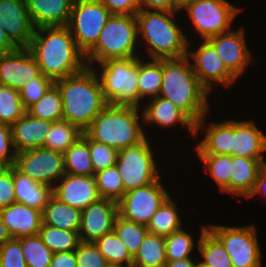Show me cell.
I'll use <instances>...</instances> for the list:
<instances>
[{"label":"cell","instance_id":"cell-18","mask_svg":"<svg viewBox=\"0 0 266 267\" xmlns=\"http://www.w3.org/2000/svg\"><path fill=\"white\" fill-rule=\"evenodd\" d=\"M0 27L18 48H28L34 33L25 0H0Z\"/></svg>","mask_w":266,"mask_h":267},{"label":"cell","instance_id":"cell-30","mask_svg":"<svg viewBox=\"0 0 266 267\" xmlns=\"http://www.w3.org/2000/svg\"><path fill=\"white\" fill-rule=\"evenodd\" d=\"M197 250L202 256L201 262L206 267H233L230 255L221 242L207 229L201 226Z\"/></svg>","mask_w":266,"mask_h":267},{"label":"cell","instance_id":"cell-43","mask_svg":"<svg viewBox=\"0 0 266 267\" xmlns=\"http://www.w3.org/2000/svg\"><path fill=\"white\" fill-rule=\"evenodd\" d=\"M181 228L165 237L167 261H175L184 258H192L194 245L192 235Z\"/></svg>","mask_w":266,"mask_h":267},{"label":"cell","instance_id":"cell-47","mask_svg":"<svg viewBox=\"0 0 266 267\" xmlns=\"http://www.w3.org/2000/svg\"><path fill=\"white\" fill-rule=\"evenodd\" d=\"M1 267H27L20 238H11L0 246Z\"/></svg>","mask_w":266,"mask_h":267},{"label":"cell","instance_id":"cell-7","mask_svg":"<svg viewBox=\"0 0 266 267\" xmlns=\"http://www.w3.org/2000/svg\"><path fill=\"white\" fill-rule=\"evenodd\" d=\"M130 58L108 59L93 67L102 86L105 101L112 106L139 108L138 92V59Z\"/></svg>","mask_w":266,"mask_h":267},{"label":"cell","instance_id":"cell-24","mask_svg":"<svg viewBox=\"0 0 266 267\" xmlns=\"http://www.w3.org/2000/svg\"><path fill=\"white\" fill-rule=\"evenodd\" d=\"M75 0H25L34 28L67 26Z\"/></svg>","mask_w":266,"mask_h":267},{"label":"cell","instance_id":"cell-44","mask_svg":"<svg viewBox=\"0 0 266 267\" xmlns=\"http://www.w3.org/2000/svg\"><path fill=\"white\" fill-rule=\"evenodd\" d=\"M88 147L94 173L116 165L118 150L88 137Z\"/></svg>","mask_w":266,"mask_h":267},{"label":"cell","instance_id":"cell-49","mask_svg":"<svg viewBox=\"0 0 266 267\" xmlns=\"http://www.w3.org/2000/svg\"><path fill=\"white\" fill-rule=\"evenodd\" d=\"M16 203L14 193L13 165L0 177V210Z\"/></svg>","mask_w":266,"mask_h":267},{"label":"cell","instance_id":"cell-61","mask_svg":"<svg viewBox=\"0 0 266 267\" xmlns=\"http://www.w3.org/2000/svg\"><path fill=\"white\" fill-rule=\"evenodd\" d=\"M1 265H2V261H1V255H0V267H1Z\"/></svg>","mask_w":266,"mask_h":267},{"label":"cell","instance_id":"cell-10","mask_svg":"<svg viewBox=\"0 0 266 267\" xmlns=\"http://www.w3.org/2000/svg\"><path fill=\"white\" fill-rule=\"evenodd\" d=\"M230 255L233 267H261V250L256 228L248 226L207 225Z\"/></svg>","mask_w":266,"mask_h":267},{"label":"cell","instance_id":"cell-50","mask_svg":"<svg viewBox=\"0 0 266 267\" xmlns=\"http://www.w3.org/2000/svg\"><path fill=\"white\" fill-rule=\"evenodd\" d=\"M112 15H136L140 10L137 0H99Z\"/></svg>","mask_w":266,"mask_h":267},{"label":"cell","instance_id":"cell-8","mask_svg":"<svg viewBox=\"0 0 266 267\" xmlns=\"http://www.w3.org/2000/svg\"><path fill=\"white\" fill-rule=\"evenodd\" d=\"M151 145L146 137L137 145L118 150L115 166L125 192L144 187L161 178Z\"/></svg>","mask_w":266,"mask_h":267},{"label":"cell","instance_id":"cell-29","mask_svg":"<svg viewBox=\"0 0 266 267\" xmlns=\"http://www.w3.org/2000/svg\"><path fill=\"white\" fill-rule=\"evenodd\" d=\"M138 92L139 108L140 103L146 97L156 98L160 94L162 85V59H152L145 61L143 58L138 59ZM142 100V101H141Z\"/></svg>","mask_w":266,"mask_h":267},{"label":"cell","instance_id":"cell-48","mask_svg":"<svg viewBox=\"0 0 266 267\" xmlns=\"http://www.w3.org/2000/svg\"><path fill=\"white\" fill-rule=\"evenodd\" d=\"M16 154L11 126L0 122V161H8L11 165H14Z\"/></svg>","mask_w":266,"mask_h":267},{"label":"cell","instance_id":"cell-13","mask_svg":"<svg viewBox=\"0 0 266 267\" xmlns=\"http://www.w3.org/2000/svg\"><path fill=\"white\" fill-rule=\"evenodd\" d=\"M14 166L34 181L52 188L66 173L63 153L43 147L17 153Z\"/></svg>","mask_w":266,"mask_h":267},{"label":"cell","instance_id":"cell-38","mask_svg":"<svg viewBox=\"0 0 266 267\" xmlns=\"http://www.w3.org/2000/svg\"><path fill=\"white\" fill-rule=\"evenodd\" d=\"M204 164L203 167L214 179L223 193L230 194L231 155H197Z\"/></svg>","mask_w":266,"mask_h":267},{"label":"cell","instance_id":"cell-60","mask_svg":"<svg viewBox=\"0 0 266 267\" xmlns=\"http://www.w3.org/2000/svg\"><path fill=\"white\" fill-rule=\"evenodd\" d=\"M195 267H206V266H204L201 262L198 261L196 263Z\"/></svg>","mask_w":266,"mask_h":267},{"label":"cell","instance_id":"cell-34","mask_svg":"<svg viewBox=\"0 0 266 267\" xmlns=\"http://www.w3.org/2000/svg\"><path fill=\"white\" fill-rule=\"evenodd\" d=\"M82 133L77 126L68 121L53 122L43 148L64 153L82 136Z\"/></svg>","mask_w":266,"mask_h":267},{"label":"cell","instance_id":"cell-20","mask_svg":"<svg viewBox=\"0 0 266 267\" xmlns=\"http://www.w3.org/2000/svg\"><path fill=\"white\" fill-rule=\"evenodd\" d=\"M206 116L195 125V137L199 130H206L203 139L195 145L196 153L198 155H231L233 120L206 124Z\"/></svg>","mask_w":266,"mask_h":267},{"label":"cell","instance_id":"cell-42","mask_svg":"<svg viewBox=\"0 0 266 267\" xmlns=\"http://www.w3.org/2000/svg\"><path fill=\"white\" fill-rule=\"evenodd\" d=\"M25 113L19 91L0 85V122L11 126Z\"/></svg>","mask_w":266,"mask_h":267},{"label":"cell","instance_id":"cell-17","mask_svg":"<svg viewBox=\"0 0 266 267\" xmlns=\"http://www.w3.org/2000/svg\"><path fill=\"white\" fill-rule=\"evenodd\" d=\"M118 215V203L100 199L82 210L79 236L81 242L94 243L103 235L113 231Z\"/></svg>","mask_w":266,"mask_h":267},{"label":"cell","instance_id":"cell-54","mask_svg":"<svg viewBox=\"0 0 266 267\" xmlns=\"http://www.w3.org/2000/svg\"><path fill=\"white\" fill-rule=\"evenodd\" d=\"M17 48L7 33L0 27V53L14 51Z\"/></svg>","mask_w":266,"mask_h":267},{"label":"cell","instance_id":"cell-27","mask_svg":"<svg viewBox=\"0 0 266 267\" xmlns=\"http://www.w3.org/2000/svg\"><path fill=\"white\" fill-rule=\"evenodd\" d=\"M14 193L17 203L42 211L53 196V188L38 183L13 165Z\"/></svg>","mask_w":266,"mask_h":267},{"label":"cell","instance_id":"cell-56","mask_svg":"<svg viewBox=\"0 0 266 267\" xmlns=\"http://www.w3.org/2000/svg\"><path fill=\"white\" fill-rule=\"evenodd\" d=\"M11 235L9 234V231L6 227V225L3 223L1 217H0V246L3 245L6 241L11 239Z\"/></svg>","mask_w":266,"mask_h":267},{"label":"cell","instance_id":"cell-52","mask_svg":"<svg viewBox=\"0 0 266 267\" xmlns=\"http://www.w3.org/2000/svg\"><path fill=\"white\" fill-rule=\"evenodd\" d=\"M50 267H77L75 251L54 253Z\"/></svg>","mask_w":266,"mask_h":267},{"label":"cell","instance_id":"cell-21","mask_svg":"<svg viewBox=\"0 0 266 267\" xmlns=\"http://www.w3.org/2000/svg\"><path fill=\"white\" fill-rule=\"evenodd\" d=\"M266 135L251 120H233V136L231 142V156L265 160Z\"/></svg>","mask_w":266,"mask_h":267},{"label":"cell","instance_id":"cell-25","mask_svg":"<svg viewBox=\"0 0 266 267\" xmlns=\"http://www.w3.org/2000/svg\"><path fill=\"white\" fill-rule=\"evenodd\" d=\"M53 122L32 117L25 113L11 125V134L16 153L44 146Z\"/></svg>","mask_w":266,"mask_h":267},{"label":"cell","instance_id":"cell-4","mask_svg":"<svg viewBox=\"0 0 266 267\" xmlns=\"http://www.w3.org/2000/svg\"><path fill=\"white\" fill-rule=\"evenodd\" d=\"M179 12L182 11L140 9L137 12L138 38H142L143 44H146V51L151 60L179 59L187 56L190 40L173 19Z\"/></svg>","mask_w":266,"mask_h":267},{"label":"cell","instance_id":"cell-3","mask_svg":"<svg viewBox=\"0 0 266 267\" xmlns=\"http://www.w3.org/2000/svg\"><path fill=\"white\" fill-rule=\"evenodd\" d=\"M63 102L62 120L77 126L84 132L93 119L107 106L100 79L93 67L57 80Z\"/></svg>","mask_w":266,"mask_h":267},{"label":"cell","instance_id":"cell-11","mask_svg":"<svg viewBox=\"0 0 266 267\" xmlns=\"http://www.w3.org/2000/svg\"><path fill=\"white\" fill-rule=\"evenodd\" d=\"M111 12L99 0H75L68 28L79 49L86 55L97 43Z\"/></svg>","mask_w":266,"mask_h":267},{"label":"cell","instance_id":"cell-15","mask_svg":"<svg viewBox=\"0 0 266 267\" xmlns=\"http://www.w3.org/2000/svg\"><path fill=\"white\" fill-rule=\"evenodd\" d=\"M40 74V67L28 48L0 53V85L19 91Z\"/></svg>","mask_w":266,"mask_h":267},{"label":"cell","instance_id":"cell-45","mask_svg":"<svg viewBox=\"0 0 266 267\" xmlns=\"http://www.w3.org/2000/svg\"><path fill=\"white\" fill-rule=\"evenodd\" d=\"M53 84L54 81L42 73L30 82H27L26 85L19 90L20 99L24 108L27 110L40 100Z\"/></svg>","mask_w":266,"mask_h":267},{"label":"cell","instance_id":"cell-6","mask_svg":"<svg viewBox=\"0 0 266 267\" xmlns=\"http://www.w3.org/2000/svg\"><path fill=\"white\" fill-rule=\"evenodd\" d=\"M136 15H111L100 32L96 45L85 55L88 67L108 59L140 56Z\"/></svg>","mask_w":266,"mask_h":267},{"label":"cell","instance_id":"cell-22","mask_svg":"<svg viewBox=\"0 0 266 267\" xmlns=\"http://www.w3.org/2000/svg\"><path fill=\"white\" fill-rule=\"evenodd\" d=\"M0 217L13 238L35 236L42 225V211L21 203L0 210Z\"/></svg>","mask_w":266,"mask_h":267},{"label":"cell","instance_id":"cell-37","mask_svg":"<svg viewBox=\"0 0 266 267\" xmlns=\"http://www.w3.org/2000/svg\"><path fill=\"white\" fill-rule=\"evenodd\" d=\"M113 231L132 257L138 252L145 236L149 233L147 226L129 221L120 215L115 219Z\"/></svg>","mask_w":266,"mask_h":267},{"label":"cell","instance_id":"cell-55","mask_svg":"<svg viewBox=\"0 0 266 267\" xmlns=\"http://www.w3.org/2000/svg\"><path fill=\"white\" fill-rule=\"evenodd\" d=\"M198 261H193L192 258H184L175 261H167L165 267H195Z\"/></svg>","mask_w":266,"mask_h":267},{"label":"cell","instance_id":"cell-57","mask_svg":"<svg viewBox=\"0 0 266 267\" xmlns=\"http://www.w3.org/2000/svg\"><path fill=\"white\" fill-rule=\"evenodd\" d=\"M12 165L8 161H0V177L7 172Z\"/></svg>","mask_w":266,"mask_h":267},{"label":"cell","instance_id":"cell-19","mask_svg":"<svg viewBox=\"0 0 266 267\" xmlns=\"http://www.w3.org/2000/svg\"><path fill=\"white\" fill-rule=\"evenodd\" d=\"M53 195L70 206L85 209L101 199L94 176L64 174L53 188Z\"/></svg>","mask_w":266,"mask_h":267},{"label":"cell","instance_id":"cell-59","mask_svg":"<svg viewBox=\"0 0 266 267\" xmlns=\"http://www.w3.org/2000/svg\"><path fill=\"white\" fill-rule=\"evenodd\" d=\"M106 267H126V266H123V265H117V264H112V263H108L106 265Z\"/></svg>","mask_w":266,"mask_h":267},{"label":"cell","instance_id":"cell-40","mask_svg":"<svg viewBox=\"0 0 266 267\" xmlns=\"http://www.w3.org/2000/svg\"><path fill=\"white\" fill-rule=\"evenodd\" d=\"M20 242L27 267H50L54 253L39 235L22 237Z\"/></svg>","mask_w":266,"mask_h":267},{"label":"cell","instance_id":"cell-32","mask_svg":"<svg viewBox=\"0 0 266 267\" xmlns=\"http://www.w3.org/2000/svg\"><path fill=\"white\" fill-rule=\"evenodd\" d=\"M166 262L165 237L148 233L133 257L132 267H165Z\"/></svg>","mask_w":266,"mask_h":267},{"label":"cell","instance_id":"cell-23","mask_svg":"<svg viewBox=\"0 0 266 267\" xmlns=\"http://www.w3.org/2000/svg\"><path fill=\"white\" fill-rule=\"evenodd\" d=\"M149 100L150 102L141 108L143 110L141 119L145 123L144 126L156 124L163 128L173 126L175 128L179 124L181 127L187 128L195 136V124L171 101L161 96Z\"/></svg>","mask_w":266,"mask_h":267},{"label":"cell","instance_id":"cell-33","mask_svg":"<svg viewBox=\"0 0 266 267\" xmlns=\"http://www.w3.org/2000/svg\"><path fill=\"white\" fill-rule=\"evenodd\" d=\"M174 201L169 196L162 203L147 225L149 233L166 237L183 228L182 218Z\"/></svg>","mask_w":266,"mask_h":267},{"label":"cell","instance_id":"cell-31","mask_svg":"<svg viewBox=\"0 0 266 267\" xmlns=\"http://www.w3.org/2000/svg\"><path fill=\"white\" fill-rule=\"evenodd\" d=\"M63 155L66 174L74 176H95L88 147V136L84 132Z\"/></svg>","mask_w":266,"mask_h":267},{"label":"cell","instance_id":"cell-5","mask_svg":"<svg viewBox=\"0 0 266 267\" xmlns=\"http://www.w3.org/2000/svg\"><path fill=\"white\" fill-rule=\"evenodd\" d=\"M140 108L107 106L84 133L91 139L121 150L142 142L147 136L140 121Z\"/></svg>","mask_w":266,"mask_h":267},{"label":"cell","instance_id":"cell-16","mask_svg":"<svg viewBox=\"0 0 266 267\" xmlns=\"http://www.w3.org/2000/svg\"><path fill=\"white\" fill-rule=\"evenodd\" d=\"M230 31L212 36L207 41L215 48L226 68L238 79L243 74L252 57L246 44L245 30Z\"/></svg>","mask_w":266,"mask_h":267},{"label":"cell","instance_id":"cell-35","mask_svg":"<svg viewBox=\"0 0 266 267\" xmlns=\"http://www.w3.org/2000/svg\"><path fill=\"white\" fill-rule=\"evenodd\" d=\"M26 112L37 119L50 122L61 121L63 117V102L58 87L53 84L45 95L30 106Z\"/></svg>","mask_w":266,"mask_h":267},{"label":"cell","instance_id":"cell-1","mask_svg":"<svg viewBox=\"0 0 266 267\" xmlns=\"http://www.w3.org/2000/svg\"><path fill=\"white\" fill-rule=\"evenodd\" d=\"M40 71L54 82L77 74L87 67L68 26H45L34 30L28 47Z\"/></svg>","mask_w":266,"mask_h":267},{"label":"cell","instance_id":"cell-58","mask_svg":"<svg viewBox=\"0 0 266 267\" xmlns=\"http://www.w3.org/2000/svg\"><path fill=\"white\" fill-rule=\"evenodd\" d=\"M191 0H174V2L182 8L186 3L190 2Z\"/></svg>","mask_w":266,"mask_h":267},{"label":"cell","instance_id":"cell-51","mask_svg":"<svg viewBox=\"0 0 266 267\" xmlns=\"http://www.w3.org/2000/svg\"><path fill=\"white\" fill-rule=\"evenodd\" d=\"M138 3L141 10L181 11L174 0H140Z\"/></svg>","mask_w":266,"mask_h":267},{"label":"cell","instance_id":"cell-26","mask_svg":"<svg viewBox=\"0 0 266 267\" xmlns=\"http://www.w3.org/2000/svg\"><path fill=\"white\" fill-rule=\"evenodd\" d=\"M265 164V160L232 156L230 195L248 198L254 189L261 168Z\"/></svg>","mask_w":266,"mask_h":267},{"label":"cell","instance_id":"cell-53","mask_svg":"<svg viewBox=\"0 0 266 267\" xmlns=\"http://www.w3.org/2000/svg\"><path fill=\"white\" fill-rule=\"evenodd\" d=\"M258 194L266 195V164L261 168L254 189L248 198L254 197Z\"/></svg>","mask_w":266,"mask_h":267},{"label":"cell","instance_id":"cell-41","mask_svg":"<svg viewBox=\"0 0 266 267\" xmlns=\"http://www.w3.org/2000/svg\"><path fill=\"white\" fill-rule=\"evenodd\" d=\"M96 186L101 199L118 202L125 194L116 166L95 173Z\"/></svg>","mask_w":266,"mask_h":267},{"label":"cell","instance_id":"cell-2","mask_svg":"<svg viewBox=\"0 0 266 267\" xmlns=\"http://www.w3.org/2000/svg\"><path fill=\"white\" fill-rule=\"evenodd\" d=\"M209 93L200 83L187 57L162 59L159 96L171 101L195 125L210 111Z\"/></svg>","mask_w":266,"mask_h":267},{"label":"cell","instance_id":"cell-46","mask_svg":"<svg viewBox=\"0 0 266 267\" xmlns=\"http://www.w3.org/2000/svg\"><path fill=\"white\" fill-rule=\"evenodd\" d=\"M75 255L77 267H106L108 264L94 243L81 242Z\"/></svg>","mask_w":266,"mask_h":267},{"label":"cell","instance_id":"cell-39","mask_svg":"<svg viewBox=\"0 0 266 267\" xmlns=\"http://www.w3.org/2000/svg\"><path fill=\"white\" fill-rule=\"evenodd\" d=\"M94 244L108 263L132 267L133 257L114 231L103 235Z\"/></svg>","mask_w":266,"mask_h":267},{"label":"cell","instance_id":"cell-36","mask_svg":"<svg viewBox=\"0 0 266 267\" xmlns=\"http://www.w3.org/2000/svg\"><path fill=\"white\" fill-rule=\"evenodd\" d=\"M38 235L53 253L75 251L81 243L78 231L63 230L43 223Z\"/></svg>","mask_w":266,"mask_h":267},{"label":"cell","instance_id":"cell-9","mask_svg":"<svg viewBox=\"0 0 266 267\" xmlns=\"http://www.w3.org/2000/svg\"><path fill=\"white\" fill-rule=\"evenodd\" d=\"M188 12L193 27L201 36L202 41L230 31L240 7L226 0H191L181 10Z\"/></svg>","mask_w":266,"mask_h":267},{"label":"cell","instance_id":"cell-12","mask_svg":"<svg viewBox=\"0 0 266 267\" xmlns=\"http://www.w3.org/2000/svg\"><path fill=\"white\" fill-rule=\"evenodd\" d=\"M162 185L159 178L149 185L125 192L117 202L118 215L147 226L162 203L171 196Z\"/></svg>","mask_w":266,"mask_h":267},{"label":"cell","instance_id":"cell-28","mask_svg":"<svg viewBox=\"0 0 266 267\" xmlns=\"http://www.w3.org/2000/svg\"><path fill=\"white\" fill-rule=\"evenodd\" d=\"M82 210L61 202L54 195L42 210V223L69 231H78Z\"/></svg>","mask_w":266,"mask_h":267},{"label":"cell","instance_id":"cell-14","mask_svg":"<svg viewBox=\"0 0 266 267\" xmlns=\"http://www.w3.org/2000/svg\"><path fill=\"white\" fill-rule=\"evenodd\" d=\"M191 43L188 41L187 58L200 83L209 91H213L214 85L221 84L230 87L238 79L226 68L223 60L217 54L215 48L203 40L197 49L190 51ZM193 62V63H192ZM216 83V84H215Z\"/></svg>","mask_w":266,"mask_h":267}]
</instances>
